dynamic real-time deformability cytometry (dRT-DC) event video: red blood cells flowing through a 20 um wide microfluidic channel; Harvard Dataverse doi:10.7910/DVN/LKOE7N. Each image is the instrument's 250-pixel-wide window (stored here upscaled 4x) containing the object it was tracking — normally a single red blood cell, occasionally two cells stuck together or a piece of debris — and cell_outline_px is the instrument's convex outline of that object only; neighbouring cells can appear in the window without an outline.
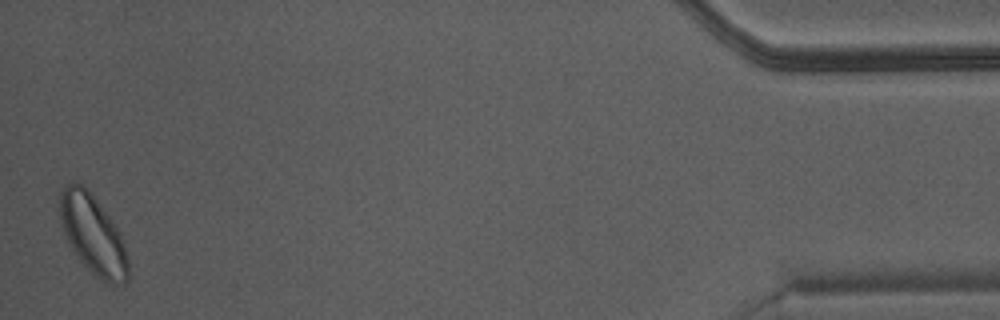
{"species": "Egyptian fruit bat (a non-hibernating species)", "species_latin": "Rousettus aegyptiacus", "temperature_condition": "warm", "stored_images_in_passage": 47, "camera_frame_rate_fps": 3000, "um_per_image_px": 0.085, "animal": {"sex": "male"}, "frame": {"image": 1, "passage_image": 47, "time_ms": 15.333, "image_size_px": [1000, 320], "cell_outline_px": [[128, 280], [124, 284], [108, 284], [96, 276], [84, 264], [72, 248], [64, 236], [60, 228], [60, 192], [68, 184], [76, 180], [84, 184], [92, 192], [112, 220], [120, 232], [124, 240], [128, 260]], "centroid_in_image_um": [7.91, 19.9], "position_along_channel_um": 427.3, "area_um2": 31.91}}